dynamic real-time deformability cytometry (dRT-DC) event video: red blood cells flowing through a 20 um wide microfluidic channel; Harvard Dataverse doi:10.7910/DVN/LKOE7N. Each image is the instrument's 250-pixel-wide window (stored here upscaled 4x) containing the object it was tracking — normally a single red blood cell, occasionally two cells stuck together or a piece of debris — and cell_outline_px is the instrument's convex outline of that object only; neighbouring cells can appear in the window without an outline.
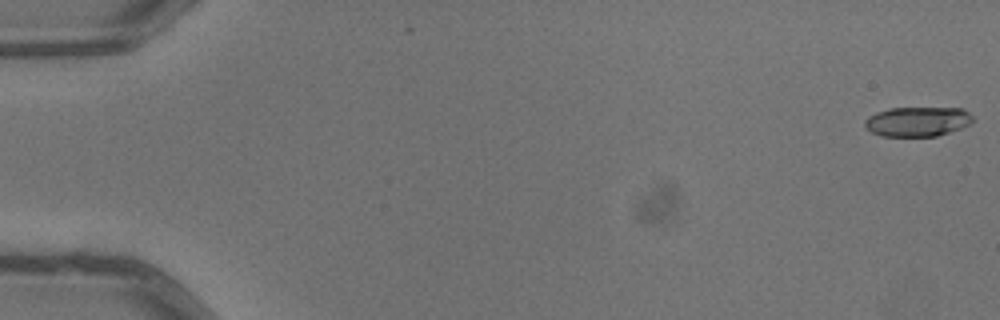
{"species": "common noctule bat (a hibernating species)", "species_latin": "Nyctalus noctula", "temperature_condition": "warm", "stored_images_in_passage": 5, "segment_of_instrument_passage": [2, 2], "camera_frame_rate_fps": 3000, "um_per_image_px": 0.085, "animal": {"sex": "male", "body_mass_g": 13.3}, "frame": {"image": 1, "passage_image": 5, "time_ms": 1.333, "image_size_px": [1000, 320], "cell_outline_px": [[976, 120], [960, 128], [936, 136], [880, 136], [872, 132], [864, 124], [864, 120], [868, 116], [876, 112], [888, 108], [964, 108]], "centroid_in_image_um": [77.98, 10.32], "position_along_channel_um": 7.0, "area_um2": 18.67}}